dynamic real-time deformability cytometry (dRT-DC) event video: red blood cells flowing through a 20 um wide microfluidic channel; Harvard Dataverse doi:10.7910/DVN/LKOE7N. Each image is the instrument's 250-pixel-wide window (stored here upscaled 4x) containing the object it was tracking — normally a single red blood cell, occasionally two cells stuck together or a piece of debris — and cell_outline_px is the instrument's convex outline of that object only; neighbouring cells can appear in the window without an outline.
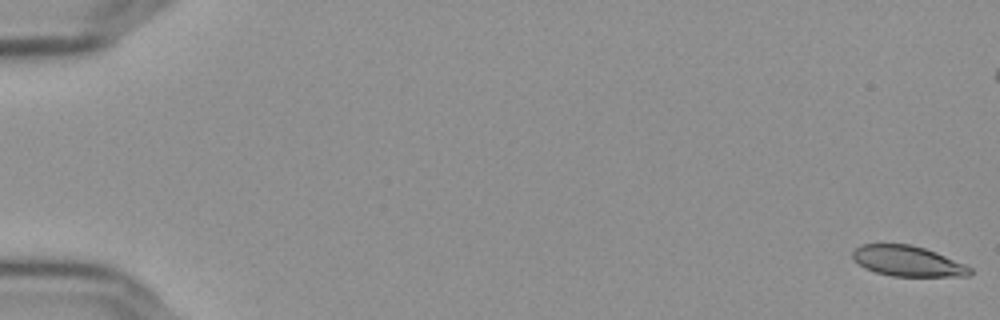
{"species": "Egyptian fruit bat (a non-hibernating species)", "species_latin": "Rousettus aegyptiacus", "temperature_condition": "cold", "stored_images_in_passage": 17, "camera_frame_rate_fps": 3000, "um_per_image_px": 0.085, "frame": {"image": 1, "passage_image": 1, "time_ms": 0.0, "image_size_px": [1000, 320], "cell_outline_px": [[972, 272], [968, 276], [892, 276], [876, 272], [864, 268], [852, 256], [852, 252], [860, 244], [912, 244], [936, 252], [964, 264], [972, 268]], "centroid_in_image_um": [77.15, 22.19], "position_along_channel_um": 7.8, "area_um2": 20.69}}